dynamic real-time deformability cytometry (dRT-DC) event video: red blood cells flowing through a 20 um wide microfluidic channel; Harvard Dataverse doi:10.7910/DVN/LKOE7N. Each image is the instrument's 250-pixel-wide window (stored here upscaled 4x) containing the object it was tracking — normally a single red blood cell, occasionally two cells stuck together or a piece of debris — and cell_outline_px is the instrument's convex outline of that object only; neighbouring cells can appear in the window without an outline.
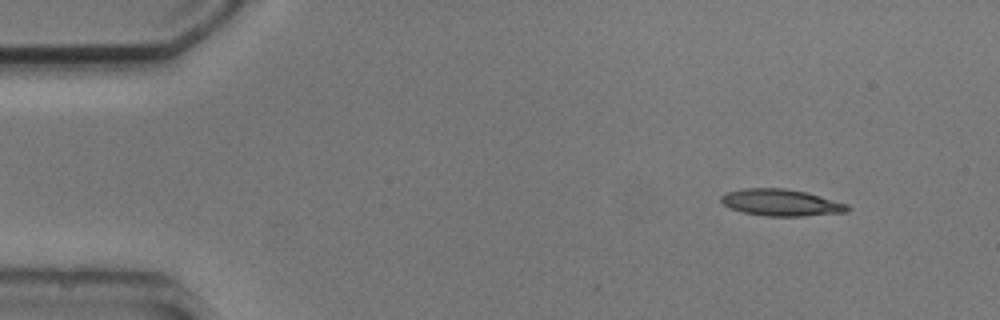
{"species": "common noctule bat (a hibernating species)", "species_latin": "Nyctalus noctula", "temperature_condition": "cold", "stored_images_in_passage": 10, "camera_frame_rate_fps": 3000, "um_per_image_px": 0.085, "animal": {"sex": "male", "body_mass_g": 20.5, "forearm_length_mm": 52.5}, "frame": {"image": 1, "passage_image": 1, "time_ms": 0.0, "image_size_px": [1000, 320], "cell_outline_px": [[852, 208], [848, 212], [804, 216], [768, 216], [744, 212], [732, 208], [724, 204], [720, 200], [720, 196], [728, 192], [744, 188], [784, 188], [808, 192], [848, 204]], "centroid_in_image_um": [66.46, 17.21], "position_along_channel_um": 18.5, "area_um2": 19.71}}
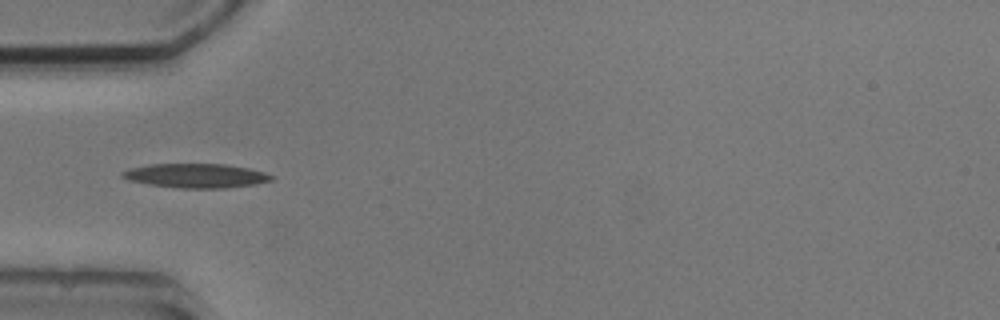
{"frame": {"image": 2, "passage_image": 4, "time_ms": 3.667, "image_size_px": [1000, 320], "cell_outline_px": [[276, 176], [272, 180], [256, 184], [224, 188], [180, 188], [148, 184], [128, 180], [120, 176], [120, 172], [128, 168], [148, 164], [224, 164], [248, 168], [264, 172]], "centroid_in_image_um": [16.63, 14.93], "position_along_channel_um": 68.4, "area_um2": 21.15}}